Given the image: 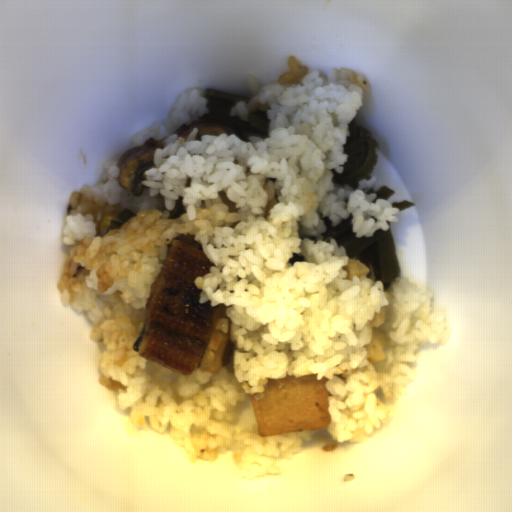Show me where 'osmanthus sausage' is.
I'll return each instance as SVG.
<instances>
[{"instance_id":"osmanthus-sausage-1","label":"osmanthus sausage","mask_w":512,"mask_h":512,"mask_svg":"<svg viewBox=\"0 0 512 512\" xmlns=\"http://www.w3.org/2000/svg\"><path fill=\"white\" fill-rule=\"evenodd\" d=\"M386 315V308H381L379 312L375 313L369 324L372 335L370 342L366 343L364 346L367 351L368 362L373 363L386 358L383 347L388 340V335L380 333L379 331V328L383 326L386 321Z\"/></svg>"},{"instance_id":"osmanthus-sausage-2","label":"osmanthus sausage","mask_w":512,"mask_h":512,"mask_svg":"<svg viewBox=\"0 0 512 512\" xmlns=\"http://www.w3.org/2000/svg\"><path fill=\"white\" fill-rule=\"evenodd\" d=\"M342 269L347 271V276L346 278L343 279H349L351 281L353 280V275L359 278L361 275H366L367 277L368 274L370 273L366 265L356 258L348 259L347 266H342Z\"/></svg>"}]
</instances>
